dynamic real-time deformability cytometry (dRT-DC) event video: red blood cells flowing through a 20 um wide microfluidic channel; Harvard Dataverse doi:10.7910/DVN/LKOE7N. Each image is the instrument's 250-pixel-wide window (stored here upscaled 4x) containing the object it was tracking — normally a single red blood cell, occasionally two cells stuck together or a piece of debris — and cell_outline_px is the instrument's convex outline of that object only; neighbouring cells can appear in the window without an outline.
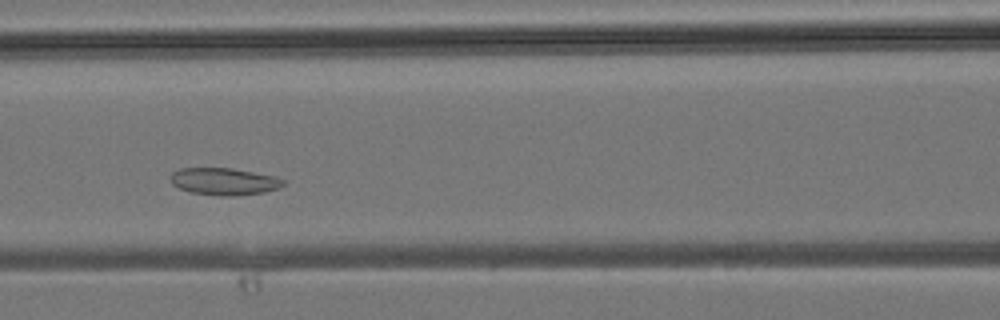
{"species": "common noctule bat (a hibernating species)", "species_latin": "Nyctalus noctula", "temperature_condition": "room temperature", "stored_images_in_passage": 34, "segment_of_instrument_passage": [1, 2], "camera_frame_rate_fps": 3000, "um_per_image_px": 0.085, "animal": {"sex": "male", "body_mass_g": 19.2, "forearm_length_mm": 51.8}, "frame": {"image": 1, "passage_image": 11, "time_ms": 3.333, "image_size_px": [1000, 320], "cell_outline_px": [[284, 184], [280, 188], [264, 192], [228, 196], [220, 196], [192, 192], [180, 188], [172, 184], [168, 176], [172, 172], [180, 168], [232, 168], [276, 176], [284, 180]], "centroid_in_image_um": [19.04, 15.41], "position_along_channel_um": 147.6, "area_um2": 17.86}}
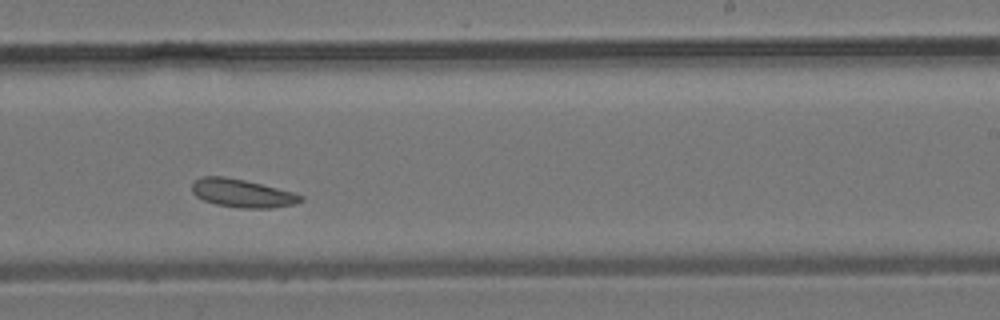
{"frame": {"image": 2, "passage_image": 18, "time_ms": 5.667, "image_size_px": [1000, 320], "cell_outline_px": [[304, 200], [296, 204], [272, 208], [240, 208], [216, 204], [204, 200], [196, 196], [192, 192], [192, 184], [196, 180], [204, 176], [224, 176], [244, 180], [292, 192], [304, 196]], "centroid_in_image_um": [20.6, 16.43], "position_along_channel_um": 268.4, "area_um2": 17.74}}
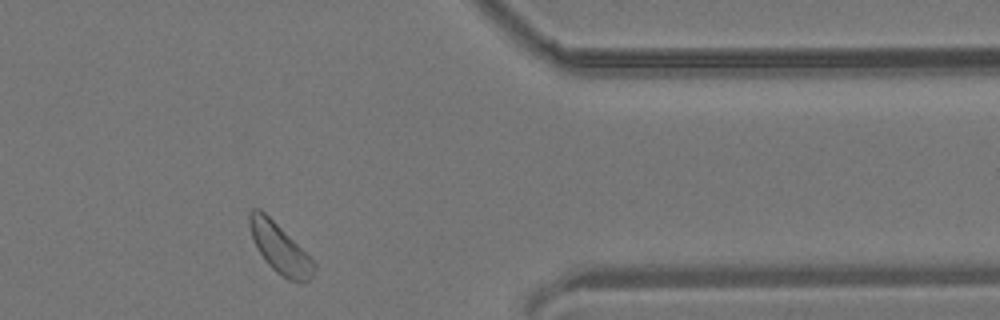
{"frame": {"image": 3, "passage_image": 26, "time_ms": 8.333, "image_size_px": [1000, 320], "cell_outline_px": [[316, 268], [312, 276], [308, 280], [288, 280], [276, 272], [268, 264], [260, 252], [252, 236], [248, 224], [248, 212], [252, 208], [260, 208], [316, 264]], "centroid_in_image_um": [23.74, 21.09], "position_along_channel_um": 387.7, "area_um2": 17.86}}